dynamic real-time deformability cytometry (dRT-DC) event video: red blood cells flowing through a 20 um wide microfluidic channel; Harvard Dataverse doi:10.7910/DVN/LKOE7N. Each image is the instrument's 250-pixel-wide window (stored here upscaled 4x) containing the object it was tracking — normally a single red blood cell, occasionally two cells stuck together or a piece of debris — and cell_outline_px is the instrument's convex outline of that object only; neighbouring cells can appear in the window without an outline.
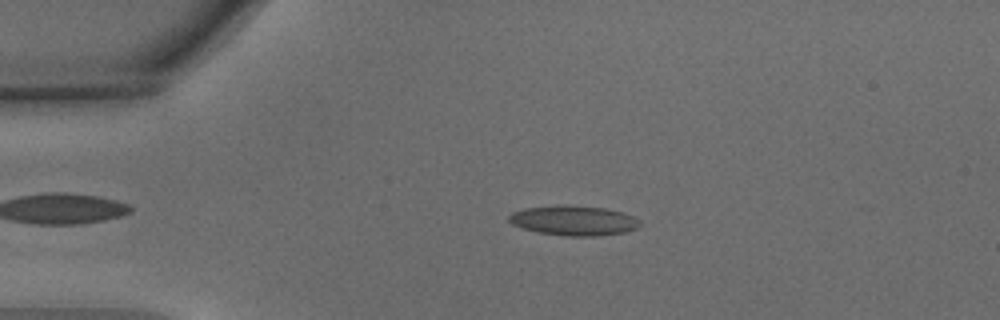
{"species": "common noctule bat (a hibernating species)", "species_latin": "Nyctalus noctula", "temperature_condition": "warm", "stored_images_in_passage": 55, "camera_frame_rate_fps": 3000, "um_per_image_px": 0.085, "animal": {"sex": "male", "body_mass_g": 15.6}, "frame": {"image": 1, "passage_image": 12, "time_ms": 3.667, "image_size_px": [1000, 320], "cell_outline_px": [[640, 224], [636, 228], [624, 232], [596, 236], [568, 236], [540, 232], [524, 228], [512, 224], [508, 220], [508, 216], [512, 212], [524, 208], [564, 204], [604, 208], [620, 212], [632, 216], [640, 220]], "centroid_in_image_um": [48.74, 18.73], "position_along_channel_um": 36.3, "area_um2": 22.6}}
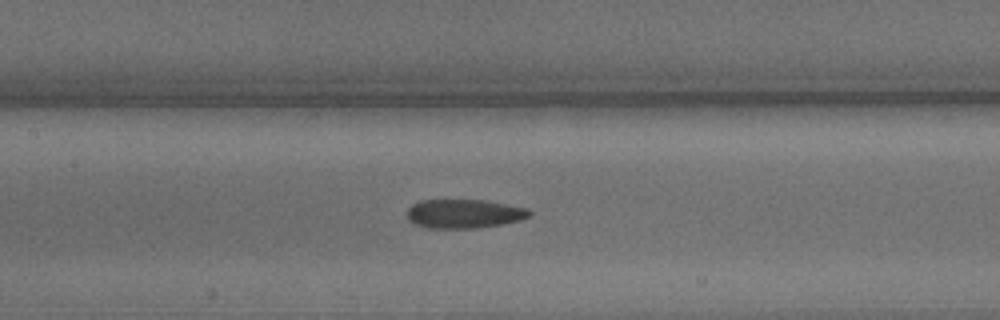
{"frame": {"image": 2, "passage_image": 26, "time_ms": 8.333, "image_size_px": [1000, 320], "cell_outline_px": [[532, 216], [520, 220], [504, 224], [480, 228], [428, 228], [416, 224], [408, 220], [408, 208], [412, 204], [420, 200], [484, 200], [528, 208], [532, 212]], "centroid_in_image_um": [39.48, 18.17], "position_along_channel_um": 167.9, "area_um2": 20.81}}
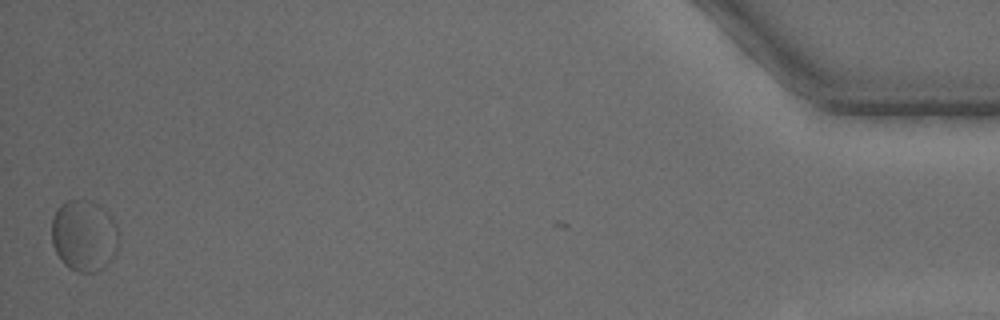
{"frame": {"image": 3, "passage_image": 55, "time_ms": 18.0, "image_size_px": [1000, 320], "cell_outline_px": [[120, 240], [116, 252], [104, 268], [96, 272], [76, 272], [68, 268], [64, 264], [56, 252], [52, 244], [52, 216], [60, 204], [68, 200], [88, 200], [100, 204], [112, 216], [116, 224]], "centroid_in_image_um": [7.16, 20.02], "position_along_channel_um": 428.0, "area_um2": 28.44}, "authors_computed_cell_mechanics": {"area_um2": 21.7906, "velocity_mm_per_s": 3.6228, "shape_relaxation_time_tau1_ms": null, "shape_relaxation_time_tau2_ms": 1.2615, "deformation_change_tau1": null, "deformation_change_tau2": 0.0503}}